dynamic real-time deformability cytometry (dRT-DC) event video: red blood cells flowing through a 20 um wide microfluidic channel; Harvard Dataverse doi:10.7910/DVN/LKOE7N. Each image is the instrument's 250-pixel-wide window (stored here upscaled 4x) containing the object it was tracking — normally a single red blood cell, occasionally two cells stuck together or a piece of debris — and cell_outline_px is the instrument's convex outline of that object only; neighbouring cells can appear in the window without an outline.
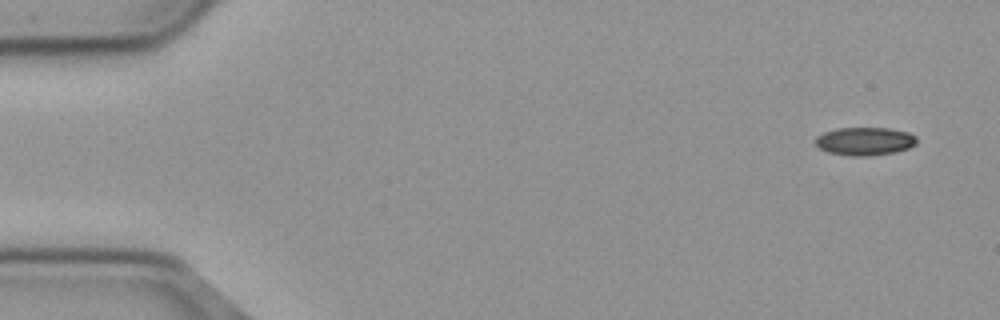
{"species": "common noctule bat (a hibernating species)", "species_latin": "Nyctalus noctula", "temperature_condition": "cold", "stored_images_in_passage": 54, "camera_frame_rate_fps": 3000, "um_per_image_px": 0.085, "animal": {"sex": "male", "body_mass_g": 23.1, "forearm_length_mm": 52.7}, "frame": {"image": 1, "passage_image": 1, "time_ms": 0.0, "image_size_px": [1000, 320], "cell_outline_px": [[916, 144], [908, 148], [896, 152], [868, 156], [852, 156], [828, 152], [820, 148], [816, 144], [816, 136], [824, 132], [836, 128], [892, 128], [908, 132], [916, 136]], "centroid_in_image_um": [73.52, 12.0], "position_along_channel_um": 11.5, "area_um2": 16.65}}
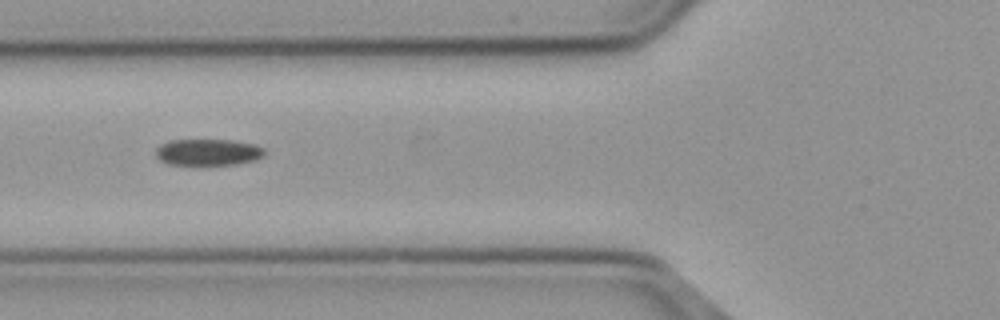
{"frame": {"image": 2, "passage_image": 19, "time_ms": 6.0, "image_size_px": [1000, 320], "cell_outline_px": [[268, 152], [264, 156], [256, 160], [236, 164], [168, 164], [160, 160], [156, 156], [156, 148], [160, 144], [172, 140], [232, 140], [256, 144], [264, 148]], "centroid_in_image_um": [17.74, 12.93], "position_along_channel_um": 108.1, "area_um2": 16.88}}
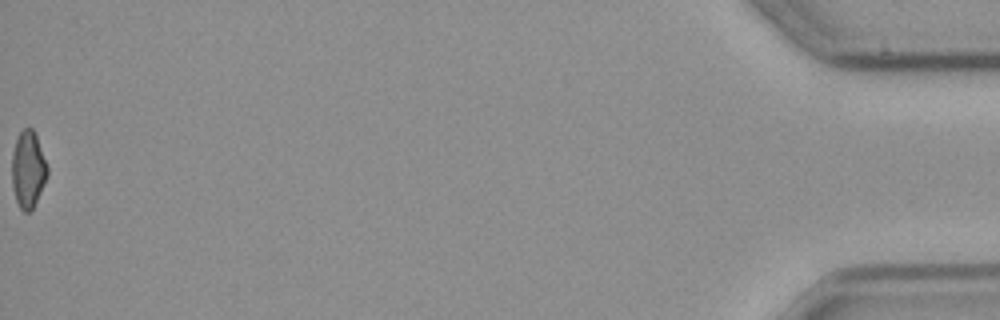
{"frame": {"image": 3, "passage_image": 54, "time_ms": 17.667, "image_size_px": [1000, 320], "cell_outline_px": [[48, 176], [32, 208], [28, 212], [24, 212], [20, 208], [16, 200], [12, 188], [12, 152], [16, 140], [20, 132], [24, 128], [32, 128], [36, 136], [48, 168]], "centroid_in_image_um": [2.37, 14.41], "position_along_channel_um": 432.8, "area_um2": 15.66}, "authors_computed_cell_mechanics": {"area_um2": 16.9932, "velocity_mm_per_s": 3.7022, "shape_relaxation_time_tau1_ms": 6.2177, "shape_relaxation_time_tau2_ms": null, "deformation_change_tau1": 0.1252, "deformation_change_tau2": null}}